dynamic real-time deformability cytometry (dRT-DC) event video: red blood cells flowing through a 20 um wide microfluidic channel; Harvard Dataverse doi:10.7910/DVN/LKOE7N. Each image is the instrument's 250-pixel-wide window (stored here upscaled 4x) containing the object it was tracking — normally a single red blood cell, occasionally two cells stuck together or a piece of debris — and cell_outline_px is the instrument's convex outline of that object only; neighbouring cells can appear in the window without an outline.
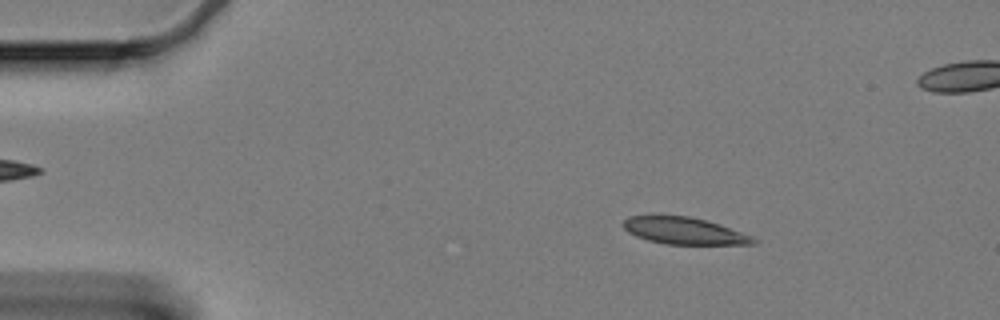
{"species": "Egyptian fruit bat (a non-hibernating species)", "species_latin": "Rousettus aegyptiacus", "temperature_condition": "cold", "stored_images_in_passage": 61, "camera_frame_rate_fps": 3000, "um_per_image_px": 0.085, "animal": {"sex": "female"}, "frame": {"image": 1, "passage_image": 9, "time_ms": 2.667, "image_size_px": [1000, 320], "cell_outline_px": [[760, 240], [756, 244], [664, 244], [648, 240], [636, 236], [628, 232], [620, 224], [628, 216], [688, 216], [708, 220], [720, 224], [752, 236]], "centroid_in_image_um": [58.17, 19.62], "position_along_channel_um": 26.8, "area_um2": 20.46}}
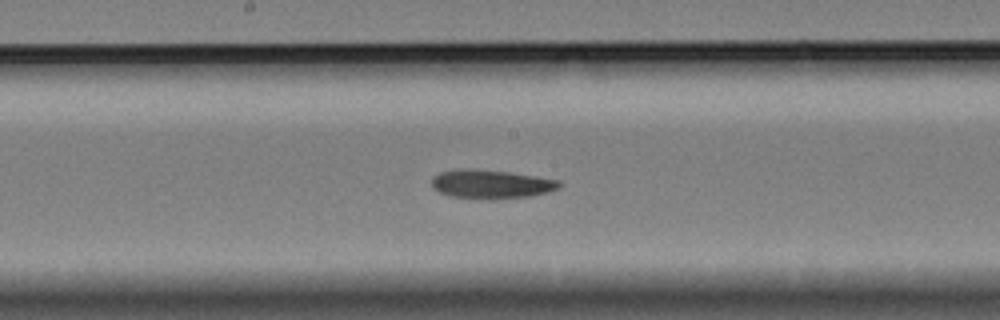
{"frame": {"image": 2, "passage_image": 31, "time_ms": 10.0, "image_size_px": [1000, 320], "cell_outline_px": [[560, 188], [548, 192], [528, 196], [448, 196], [432, 188], [432, 176], [440, 172], [456, 168], [476, 168], [508, 172], [536, 176], [560, 180]], "centroid_in_image_um": [41.71, 15.58], "position_along_channel_um": 206.5, "area_um2": 20.63}}
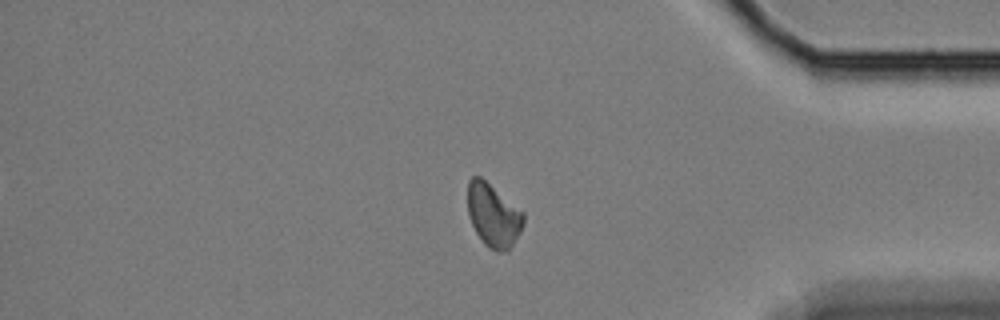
{"frame": {"image": 3, "passage_image": 50, "time_ms": 16.333, "image_size_px": [1000, 320], "cell_outline_px": [[524, 220], [520, 232], [508, 252], [496, 252], [488, 248], [484, 244], [476, 232], [468, 216], [468, 180], [472, 176], [480, 176], [524, 212]], "centroid_in_image_um": [41.93, 18.32], "position_along_channel_um": 393.3, "area_um2": 20.63}, "authors_computed_cell_mechanics": {"area_um2": 20.8658, "velocity_mm_per_s": 3.3108, "shape_relaxation_time_tau1_ms": 7.5397, "shape_relaxation_time_tau2_ms": null, "deformation_change_tau1": 0.1426, "deformation_change_tau2": null}}